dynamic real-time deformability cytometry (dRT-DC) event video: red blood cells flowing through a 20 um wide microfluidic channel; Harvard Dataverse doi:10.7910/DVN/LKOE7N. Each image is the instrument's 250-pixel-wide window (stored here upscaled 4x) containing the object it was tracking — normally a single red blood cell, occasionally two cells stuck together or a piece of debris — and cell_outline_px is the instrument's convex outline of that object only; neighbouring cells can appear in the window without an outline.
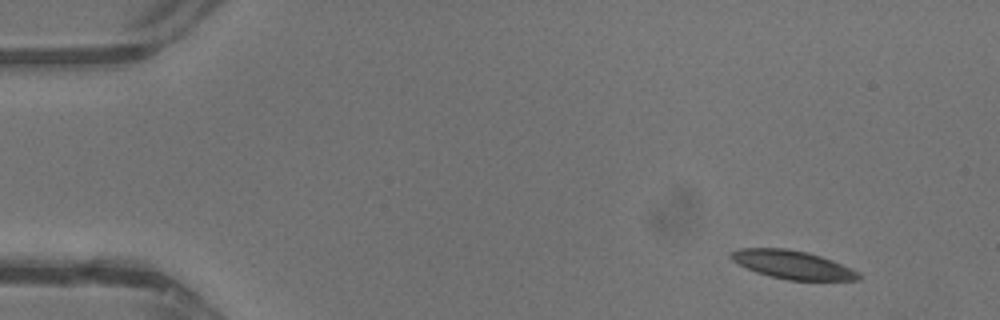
{"species": "common noctule bat (a hibernating species)", "species_latin": "Nyctalus noctula", "temperature_condition": "warm", "stored_images_in_passage": 40, "camera_frame_rate_fps": 3000, "um_per_image_px": 0.085, "animal": {"sex": "male", "body_mass_g": 13.3}, "frame": {"image": 1, "passage_image": 1, "time_ms": 0.0, "image_size_px": [1000, 320], "cell_outline_px": [[864, 276], [860, 280], [788, 280], [756, 272], [732, 260], [728, 256], [732, 252], [740, 248], [788, 248], [808, 252], [832, 260], [852, 268], [860, 272]], "centroid_in_image_um": [67.43, 22.5], "position_along_channel_um": 17.6, "area_um2": 21.1}}
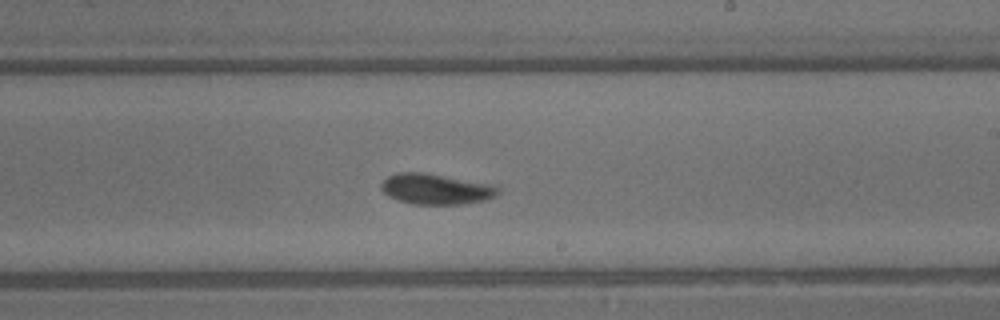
{"frame": {"image": 2, "passage_image": 23, "time_ms": 7.333, "image_size_px": [1000, 320], "cell_outline_px": [[500, 192], [496, 196], [484, 200], [460, 204], [412, 204], [396, 200], [388, 196], [380, 188], [380, 184], [388, 176], [396, 172], [424, 172], [484, 184], [496, 188]], "centroid_in_image_um": [36.93, 16.08], "position_along_channel_um": 252.1, "area_um2": 20.4}}
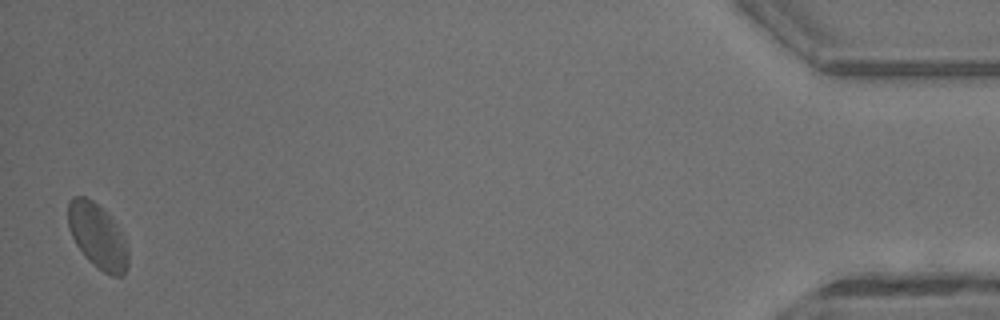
{"frame": {"image": 3, "passage_image": 40, "time_ms": 13.0, "image_size_px": [1000, 320], "cell_outline_px": [[128, 268], [120, 276], [112, 276], [104, 272], [88, 260], [84, 256], [76, 244], [68, 228], [68, 200], [72, 196], [84, 196], [92, 200], [108, 212], [112, 216], [124, 236], [128, 252]], "centroid_in_image_um": [8.3, 20.03], "position_along_channel_um": 426.9, "area_um2": 23.0}, "authors_computed_cell_mechanics": {"area_um2": 20.519, "velocity_mm_per_s": 4.7366, "shape_relaxation_time_tau1_ms": 3.3032, "shape_relaxation_time_tau2_ms": 2.4514, "deformation_change_tau1": 0.1204, "deformation_change_tau2": 0.0739}}